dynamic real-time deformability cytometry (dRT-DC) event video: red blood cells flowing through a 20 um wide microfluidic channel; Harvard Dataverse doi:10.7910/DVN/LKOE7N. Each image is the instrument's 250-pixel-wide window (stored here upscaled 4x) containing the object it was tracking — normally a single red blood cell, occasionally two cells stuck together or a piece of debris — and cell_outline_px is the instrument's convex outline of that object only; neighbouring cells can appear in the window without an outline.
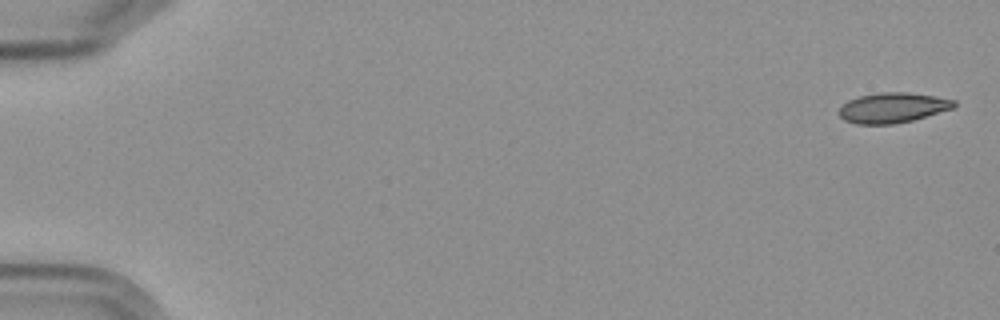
{"species": "Egyptian fruit bat (a non-hibernating species)", "species_latin": "Rousettus aegyptiacus", "temperature_condition": "cold", "stored_images_in_passage": 6, "camera_frame_rate_fps": 3000, "um_per_image_px": 0.085, "frame": {"image": 1, "passage_image": 1, "time_ms": 0.0, "image_size_px": [1000, 320], "cell_outline_px": [[956, 104], [952, 108], [912, 120], [892, 124], [856, 124], [844, 120], [840, 116], [840, 108], [848, 100], [860, 96], [880, 92], [908, 92], [936, 96], [956, 100]], "centroid_in_image_um": [75.88, 9.15], "position_along_channel_um": 9.1, "area_um2": 20.0}}
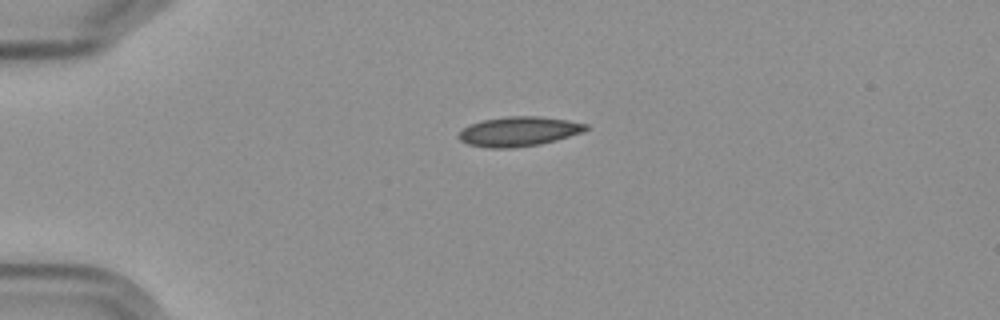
{"frame": {"image": 2, "passage_image": 5, "time_ms": 4.333, "image_size_px": [1000, 320], "cell_outline_px": [[588, 128], [584, 132], [556, 140], [540, 144], [512, 148], [488, 148], [468, 144], [460, 140], [460, 132], [464, 128], [480, 120], [508, 116], [536, 116], [568, 120], [588, 124]], "centroid_in_image_um": [44.12, 11.17], "position_along_channel_um": 40.9, "area_um2": 21.85}}